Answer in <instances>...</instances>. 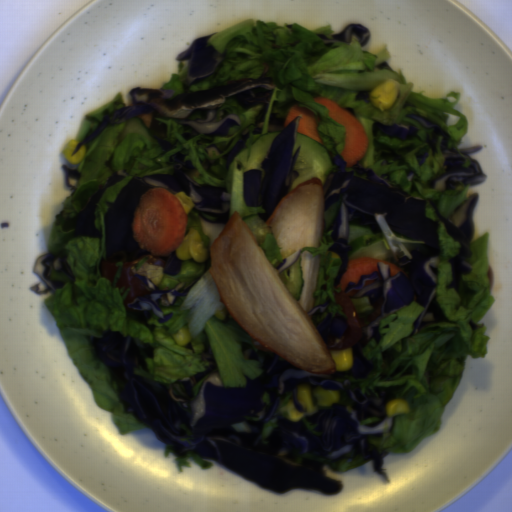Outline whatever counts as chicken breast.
<instances>
[{"mask_svg":"<svg viewBox=\"0 0 512 512\" xmlns=\"http://www.w3.org/2000/svg\"><path fill=\"white\" fill-rule=\"evenodd\" d=\"M209 252V274L220 302L257 343L305 371L340 372L308 314L318 286V254L302 251L304 285L296 300L237 210Z\"/></svg>","mask_w":512,"mask_h":512,"instance_id":"obj_1","label":"chicken breast"},{"mask_svg":"<svg viewBox=\"0 0 512 512\" xmlns=\"http://www.w3.org/2000/svg\"><path fill=\"white\" fill-rule=\"evenodd\" d=\"M285 259L303 247H318L325 227V193L318 177L302 181L283 196L265 221Z\"/></svg>","mask_w":512,"mask_h":512,"instance_id":"obj_2","label":"chicken breast"}]
</instances>
